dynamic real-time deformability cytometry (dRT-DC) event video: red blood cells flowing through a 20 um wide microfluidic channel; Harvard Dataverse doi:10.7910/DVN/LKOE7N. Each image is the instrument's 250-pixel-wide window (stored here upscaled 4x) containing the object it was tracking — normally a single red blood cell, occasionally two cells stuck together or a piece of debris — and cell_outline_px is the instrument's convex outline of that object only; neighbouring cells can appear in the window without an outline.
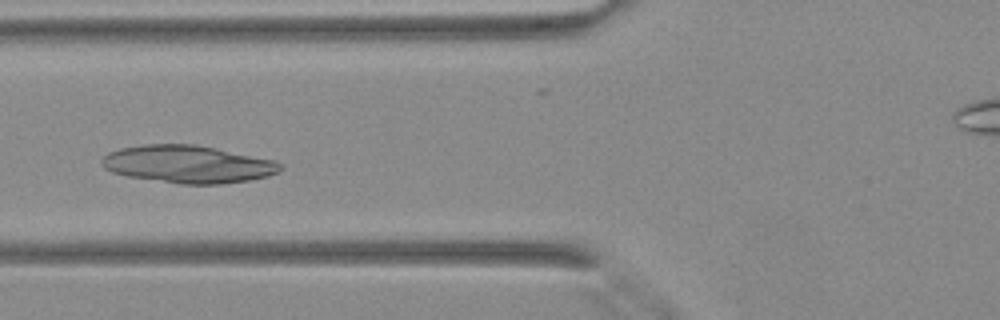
{"species": "Egyptian fruit bat (a non-hibernating species)", "species_latin": "Rousettus aegyptiacus", "temperature_condition": "warm", "stored_images_in_passage": 38, "camera_frame_rate_fps": 3000, "um_per_image_px": 0.085, "animal": {"sex": "female"}, "frame": {"image": 1, "passage_image": 12, "time_ms": 3.667, "image_size_px": [1000, 320], "cell_outline_px": [[284, 168], [280, 172], [268, 176], [248, 180], [220, 184], [180, 184], [128, 176], [112, 172], [104, 168], [100, 164], [100, 160], [108, 152], [120, 148], [148, 144], [196, 144], [272, 160], [280, 164]], "centroid_in_image_um": [15.94, 13.96], "position_along_channel_um": 109.9, "area_um2": 38.96}}
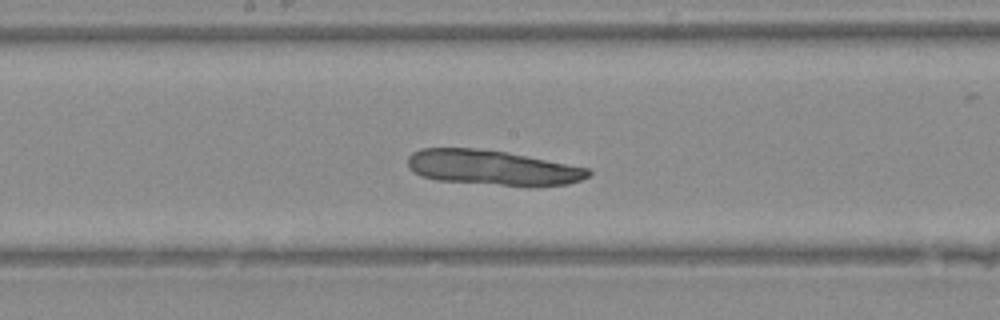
{"frame": {"image": 2, "passage_image": 18, "time_ms": 5.667, "image_size_px": [1000, 320], "cell_outline_px": [[592, 172], [588, 176], [580, 180], [568, 184], [536, 188], [528, 188], [436, 180], [420, 176], [412, 172], [408, 168], [408, 156], [412, 152], [420, 148], [476, 148], [504, 152], [528, 156], [592, 168]], "centroid_in_image_um": [41.89, 14.28], "position_along_channel_um": 206.3, "area_um2": 37.86}}
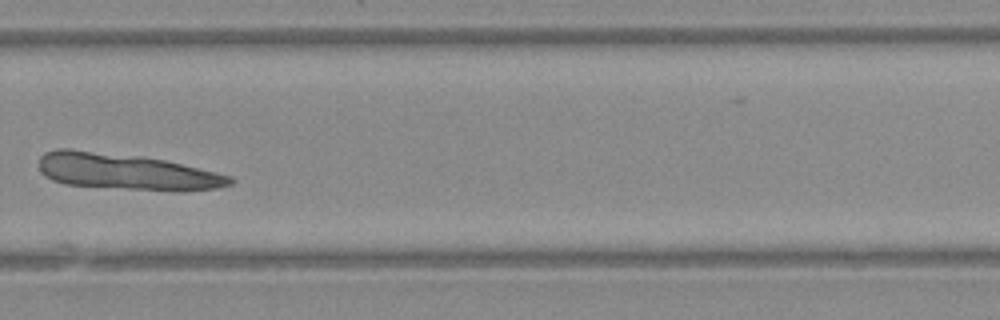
{"frame": {"image": 3, "passage_image": 25, "time_ms": 8.0, "image_size_px": [1000, 320], "cell_outline_px": [[236, 180], [232, 184], [220, 188], [180, 192], [176, 192], [64, 184], [52, 180], [40, 172], [40, 156], [44, 152], [56, 148], [68, 148], [140, 156], [164, 160], [216, 172], [232, 176]], "centroid_in_image_um": [10.77, 14.6], "position_along_channel_um": 319.0, "area_um2": 40.63}}